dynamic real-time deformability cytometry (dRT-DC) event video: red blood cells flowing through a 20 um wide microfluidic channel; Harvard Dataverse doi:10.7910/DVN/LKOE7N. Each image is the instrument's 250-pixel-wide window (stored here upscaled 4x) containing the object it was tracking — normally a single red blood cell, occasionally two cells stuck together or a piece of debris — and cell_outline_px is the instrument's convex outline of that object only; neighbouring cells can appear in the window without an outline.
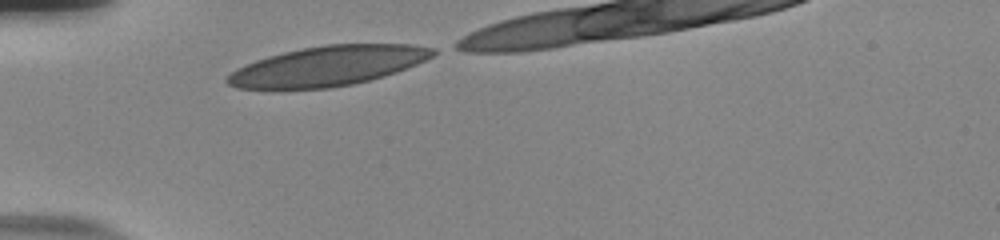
{"species": "human", "species_latin": "Homo sapiens", "temperature_condition": "room temperature", "stored_images_in_passage": 6, "camera_frame_rate_fps": 3000, "um_per_image_px": 0.085, "donor": {"sex": "male"}, "frame": {"image": 1, "passage_image": 1, "time_ms": 0.0, "image_size_px": [1000, 240], "cell_outline_px": [[436, 52], [432, 56], [416, 64], [396, 72], [384, 76], [352, 84], [328, 88], [236, 88], [228, 84], [224, 80], [236, 68], [256, 60], [268, 56], [284, 52], [324, 44], [412, 44], [436, 48]], "centroid_in_image_um": [27.87, 5.59], "position_along_channel_um": 57.1, "area_um2": 47.22}}